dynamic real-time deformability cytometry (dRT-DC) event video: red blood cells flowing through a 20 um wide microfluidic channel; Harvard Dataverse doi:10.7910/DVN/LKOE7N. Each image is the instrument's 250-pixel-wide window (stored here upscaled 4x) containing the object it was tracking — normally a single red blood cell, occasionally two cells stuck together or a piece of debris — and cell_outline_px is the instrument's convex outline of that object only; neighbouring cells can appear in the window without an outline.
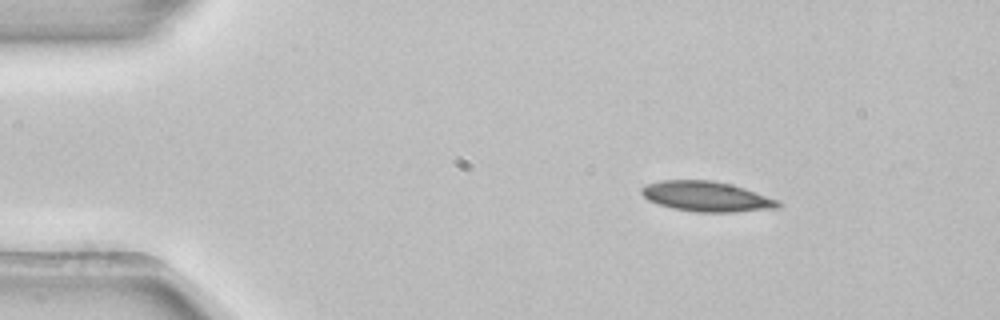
{"species": "common noctule bat (a hibernating species)", "species_latin": "Nyctalus noctula", "temperature_condition": "room temperature", "stored_images_in_passage": 2, "camera_frame_rate_fps": 3000, "um_per_image_px": 0.085, "animal": {"sex": "female", "body_mass_g": 22.7, "forearm_length_mm": 54.2}, "frame": {"image": 1, "passage_image": 1, "time_ms": 0.0, "image_size_px": [1000, 320], "cell_outline_px": [[784, 204], [776, 208], [732, 212], [696, 212], [672, 208], [648, 200], [640, 192], [640, 188], [648, 184], [660, 180], [712, 180], [744, 188], [780, 200]], "centroid_in_image_um": [60.07, 16.7], "position_along_channel_um": 24.9, "area_um2": 23.93}}